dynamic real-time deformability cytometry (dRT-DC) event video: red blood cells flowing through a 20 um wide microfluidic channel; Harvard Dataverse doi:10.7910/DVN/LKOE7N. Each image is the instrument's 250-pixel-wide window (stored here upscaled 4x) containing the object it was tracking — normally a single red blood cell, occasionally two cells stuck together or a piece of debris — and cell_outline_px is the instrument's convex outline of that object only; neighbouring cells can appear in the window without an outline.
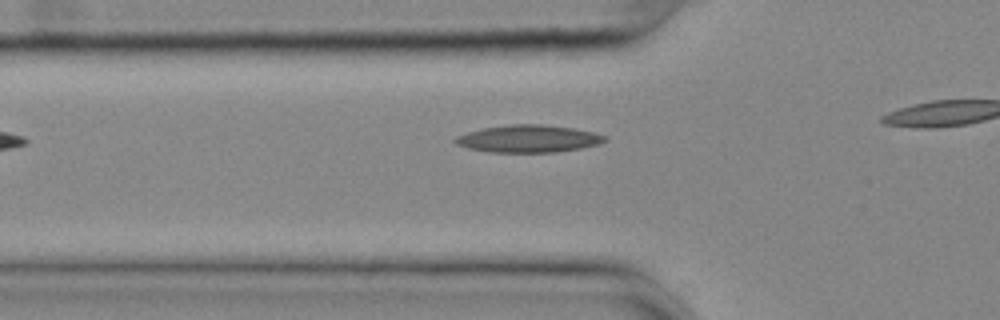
{"species": "common noctule bat (a hibernating species)", "species_latin": "Nyctalus noctula", "temperature_condition": "cold", "stored_images_in_passage": 12, "camera_frame_rate_fps": 3000, "um_per_image_px": 0.085, "animal": {"sex": "female", "body_mass_g": 25.1}, "frame": {"image": 1, "passage_image": 3, "time_ms": 0.667, "image_size_px": [1000, 320], "cell_outline_px": [[608, 140], [600, 144], [580, 148], [556, 152], [488, 152], [468, 148], [456, 144], [452, 140], [456, 136], [468, 132], [484, 128], [512, 124], [540, 124], [572, 128], [592, 132], [608, 136]], "centroid_in_image_um": [44.92, 11.79], "position_along_channel_um": 80.9, "area_um2": 23.81}}
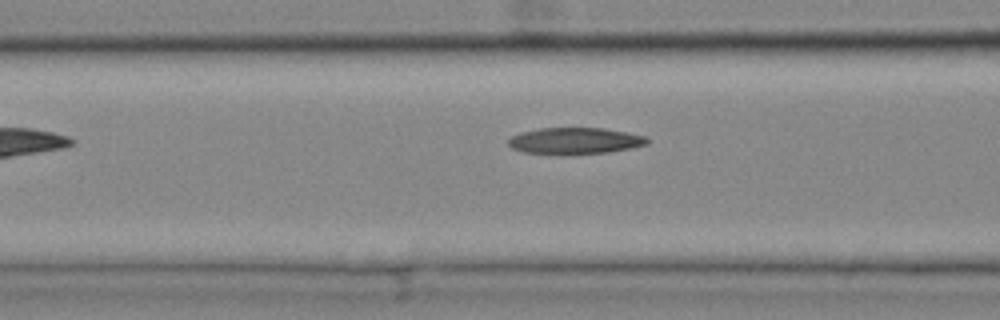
{"frame": {"image": 2, "passage_image": 6, "time_ms": 1.667, "image_size_px": [1000, 320], "cell_outline_px": [[648, 144], [632, 148], [608, 152], [524, 152], [512, 148], [508, 144], [508, 140], [512, 136], [520, 132], [540, 128], [604, 128], [628, 132], [644, 136], [648, 140]], "centroid_in_image_um": [48.9, 11.93], "position_along_channel_um": 117.7, "area_um2": 20.63}}
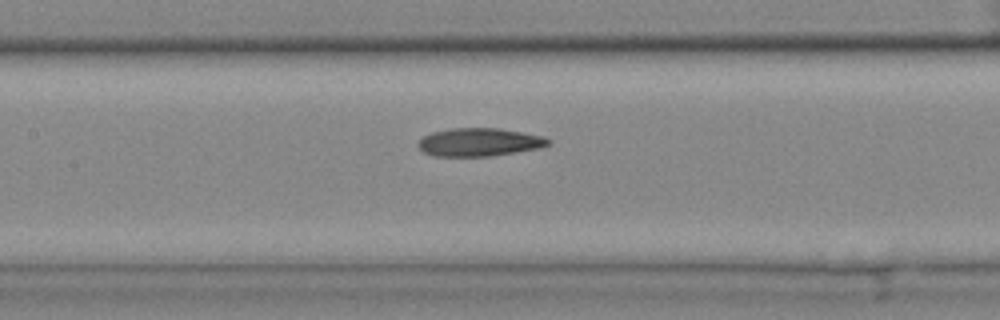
{"frame": {"image": 3, "passage_image": 10, "time_ms": 3.0, "image_size_px": [1000, 320], "cell_outline_px": [[552, 144], [540, 148], [488, 156], [436, 156], [424, 152], [416, 144], [424, 136], [432, 132], [452, 128], [500, 128], [544, 136], [552, 140]], "centroid_in_image_um": [40.78, 12.07], "position_along_channel_um": 166.6, "area_um2": 21.33}}